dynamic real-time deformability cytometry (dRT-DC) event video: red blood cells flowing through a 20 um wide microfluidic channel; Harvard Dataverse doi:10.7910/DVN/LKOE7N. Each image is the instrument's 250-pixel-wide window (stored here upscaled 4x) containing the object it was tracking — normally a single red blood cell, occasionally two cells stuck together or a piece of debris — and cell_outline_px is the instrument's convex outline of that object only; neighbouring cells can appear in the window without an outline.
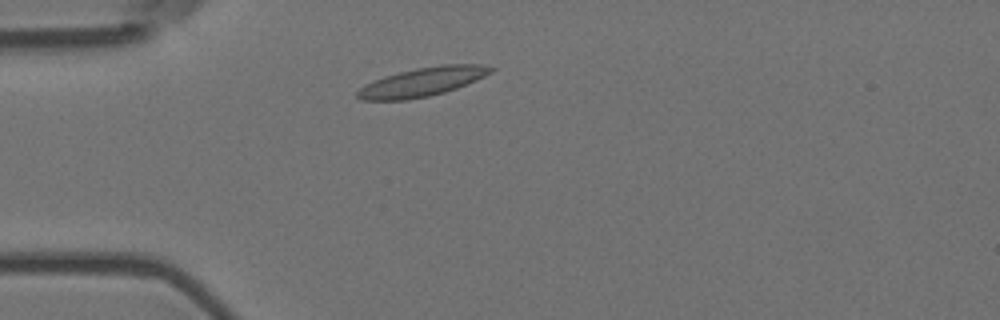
{"species": "Egyptian fruit bat (a non-hibernating species)", "species_latin": "Rousettus aegyptiacus", "temperature_condition": "room temperature", "stored_images_in_passage": 2, "camera_frame_rate_fps": 3000, "um_per_image_px": 0.085, "animal": {"sex": "female"}, "frame": {"image": 1, "passage_image": 2, "time_ms": 0.333, "image_size_px": [1000, 320], "cell_outline_px": [[496, 68], [492, 72], [476, 80], [456, 88], [444, 92], [428, 96], [408, 100], [360, 100], [356, 96], [356, 92], [364, 84], [372, 80], [384, 76], [416, 68], [440, 64], [480, 64]], "centroid_in_image_um": [35.87, 6.96], "position_along_channel_um": 49.1, "area_um2": 22.48}}